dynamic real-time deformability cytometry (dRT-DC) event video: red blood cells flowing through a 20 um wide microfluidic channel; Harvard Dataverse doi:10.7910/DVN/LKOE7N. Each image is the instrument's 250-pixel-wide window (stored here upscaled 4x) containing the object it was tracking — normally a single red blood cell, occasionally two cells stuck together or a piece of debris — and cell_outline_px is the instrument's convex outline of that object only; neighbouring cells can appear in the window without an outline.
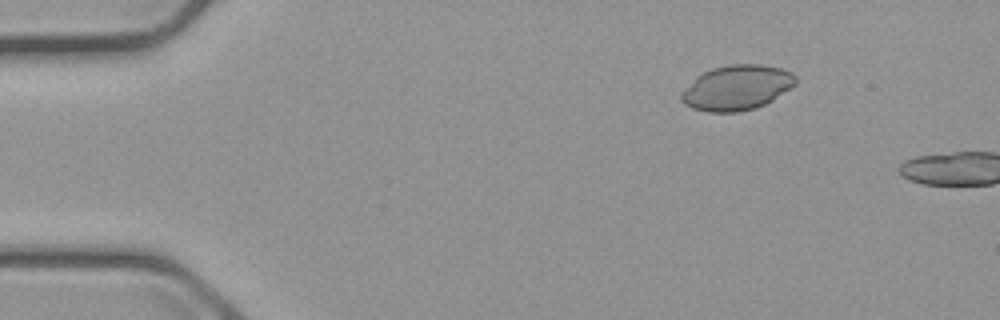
{"species": "common noctule bat (a hibernating species)", "species_latin": "Nyctalus noctula", "temperature_condition": "cold", "stored_images_in_passage": 3, "camera_frame_rate_fps": 3000, "um_per_image_px": 0.085, "animal": {"sex": "male", "body_mass_g": 23.1, "forearm_length_mm": 52.7}, "frame": {"image": 1, "passage_image": 1, "time_ms": 0.0, "image_size_px": [1000, 320], "cell_outline_px": [[796, 84], [772, 100], [756, 108], [740, 112], [708, 112], [692, 108], [684, 104], [680, 100], [680, 96], [696, 76], [712, 68], [732, 64], [760, 64], [780, 68], [792, 72], [796, 76]], "centroid_in_image_um": [62.63, 7.45], "position_along_channel_um": 22.4, "area_um2": 29.88}}